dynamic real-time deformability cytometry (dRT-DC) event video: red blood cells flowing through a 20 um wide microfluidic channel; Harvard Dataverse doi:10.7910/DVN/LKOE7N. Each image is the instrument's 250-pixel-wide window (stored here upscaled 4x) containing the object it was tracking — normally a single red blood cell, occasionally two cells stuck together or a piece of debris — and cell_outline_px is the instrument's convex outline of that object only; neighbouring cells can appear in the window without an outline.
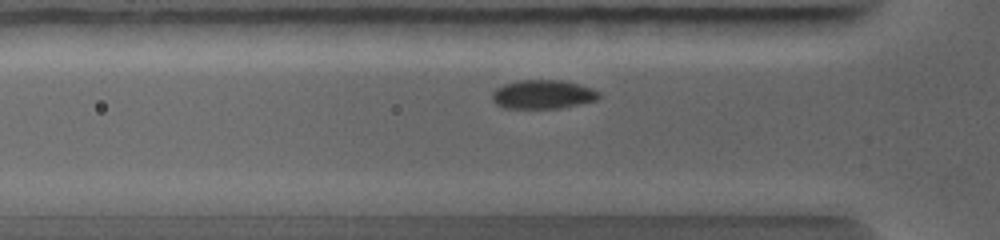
{"species": "common noctule bat (a hibernating species)", "species_latin": "Nyctalus noctula", "temperature_condition": "warm", "stored_images_in_passage": 29, "camera_frame_rate_fps": 5000, "um_per_image_px": 0.085, "animal": {"sex": "female", "body_mass_g": 19.0, "forearm_length_mm": 56.7}, "frame": {"image": 1, "passage_image": 2, "time_ms": 0.2, "image_size_px": [1000, 240], "cell_outline_px": [[600, 96], [596, 100], [560, 108], [504, 108], [496, 104], [492, 100], [492, 92], [496, 88], [504, 84], [520, 80], [560, 80], [580, 84], [592, 88], [600, 92]], "centroid_in_image_um": [46.13, 8.02], "position_along_channel_um": 79.7, "area_um2": 17.98}}
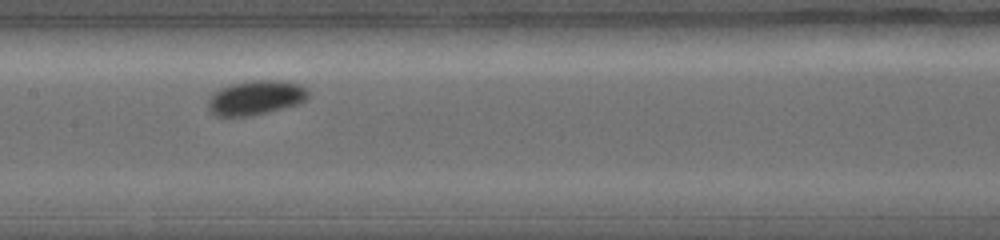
{"frame": {"image": 2, "passage_image": 17, "time_ms": 2.0, "image_size_px": [1000, 240], "cell_outline_px": [[308, 96], [300, 104], [248, 116], [216, 116], [208, 108], [208, 100], [220, 88], [228, 84], [252, 80], [284, 80], [300, 84], [308, 92]], "centroid_in_image_um": [21.74, 8.29], "position_along_channel_um": 185.7, "area_um2": 20.0}}
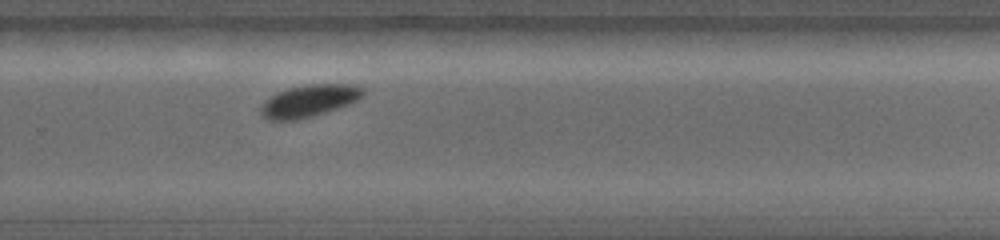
{"frame": {"image": 3, "passage_image": 28, "time_ms": 4.0, "image_size_px": [1000, 240], "cell_outline_px": [[364, 92], [352, 104], [296, 120], [268, 120], [260, 112], [260, 108], [264, 100], [288, 88], [308, 84], [348, 84], [364, 88]], "centroid_in_image_um": [26.26, 8.57], "position_along_channel_um": 303.5, "area_um2": 18.84}}